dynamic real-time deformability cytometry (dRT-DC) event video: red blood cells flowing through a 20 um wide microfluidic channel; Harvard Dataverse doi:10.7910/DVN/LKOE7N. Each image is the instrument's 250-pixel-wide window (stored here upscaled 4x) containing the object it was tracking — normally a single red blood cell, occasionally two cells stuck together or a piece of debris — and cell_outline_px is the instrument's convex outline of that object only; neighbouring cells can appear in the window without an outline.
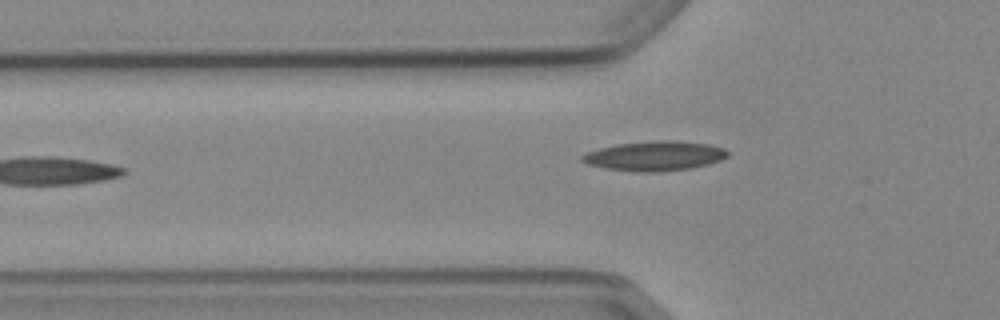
{"species": "Egyptian fruit bat (a non-hibernating species)", "species_latin": "Rousettus aegyptiacus", "temperature_condition": "cold", "stored_images_in_passage": 7, "camera_frame_rate_fps": 3000, "um_per_image_px": 0.085, "animal": {"sex": "female"}, "frame": {"image": 1, "passage_image": 6, "time_ms": 6.667, "image_size_px": [1000, 320], "cell_outline_px": [[728, 156], [720, 160], [708, 164], [692, 168], [660, 172], [632, 172], [604, 168], [588, 164], [580, 160], [580, 156], [588, 152], [600, 148], [620, 144], [656, 140], [668, 140], [708, 144], [724, 148], [728, 152]], "centroid_in_image_um": [55.64, 13.27], "position_along_channel_um": 70.2, "area_um2": 25.09}}
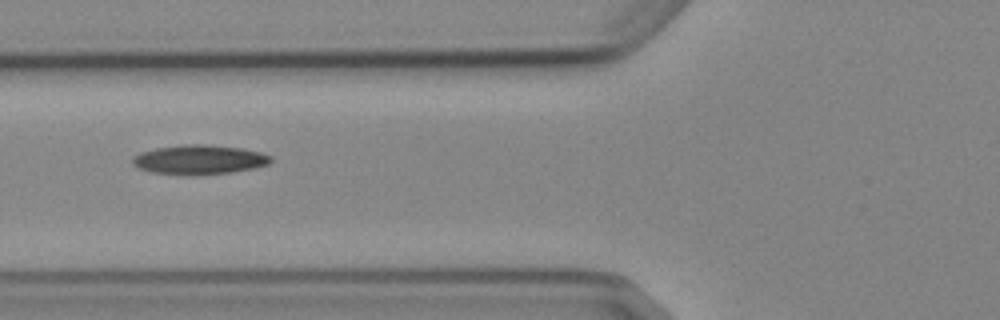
{"frame": {"image": 2, "passage_image": 7, "time_ms": 7.667, "image_size_px": [1000, 320], "cell_outline_px": [[272, 160], [268, 164], [256, 168], [232, 172], [152, 172], [140, 168], [132, 164], [132, 160], [140, 152], [156, 148], [184, 144], [204, 144], [244, 148], [260, 152], [272, 156]], "centroid_in_image_um": [17.01, 13.51], "position_along_channel_um": 108.8, "area_um2": 22.72}}